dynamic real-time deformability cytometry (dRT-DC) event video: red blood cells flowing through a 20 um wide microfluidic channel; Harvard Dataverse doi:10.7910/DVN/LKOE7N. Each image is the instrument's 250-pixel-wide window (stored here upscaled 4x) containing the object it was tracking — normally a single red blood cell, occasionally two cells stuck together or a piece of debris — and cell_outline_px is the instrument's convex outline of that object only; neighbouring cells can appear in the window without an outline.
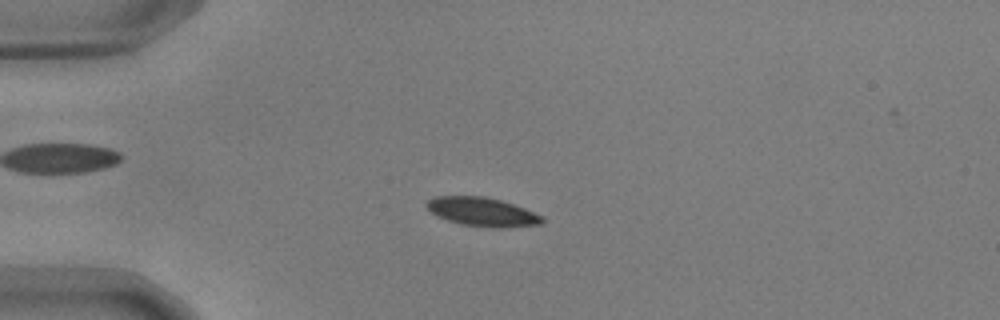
{"species": "common noctule bat (a hibernating species)", "species_latin": "Nyctalus noctula", "temperature_condition": "warm", "stored_images_in_passage": 54, "camera_frame_rate_fps": 3000, "um_per_image_px": 0.085, "animal": {"sex": "male", "body_mass_g": 17.9, "forearm_length_mm": 54.2}, "frame": {"image": 1, "passage_image": 13, "time_ms": 4.0, "image_size_px": [1000, 320], "cell_outline_px": [[544, 220], [540, 224], [500, 228], [492, 228], [460, 224], [436, 216], [424, 204], [428, 200], [436, 196], [484, 196], [500, 200], [524, 208], [544, 216]], "centroid_in_image_um": [40.98, 18.01], "position_along_channel_um": 44.0, "area_um2": 19.36}}
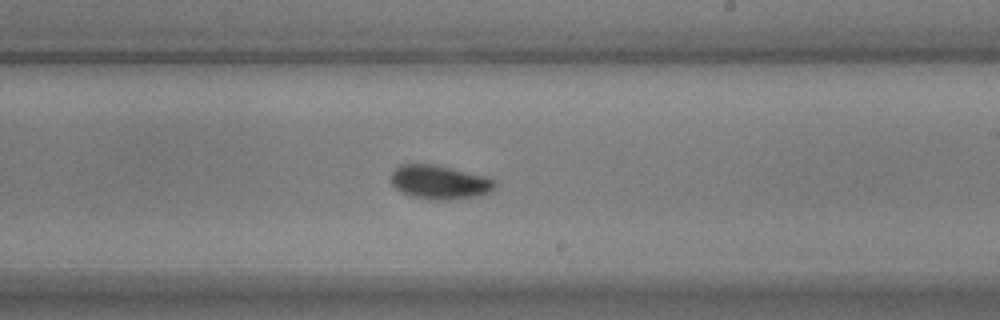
{"frame": {"image": 2, "passage_image": 32, "time_ms": 10.333, "image_size_px": [1000, 320], "cell_outline_px": [[496, 188], [488, 192], [476, 196], [448, 200], [436, 200], [412, 196], [396, 188], [392, 184], [392, 172], [400, 164], [432, 164], [452, 168], [484, 176], [496, 180]], "centroid_in_image_um": [37.38, 15.48], "position_along_channel_um": 251.6, "area_um2": 20.29}}
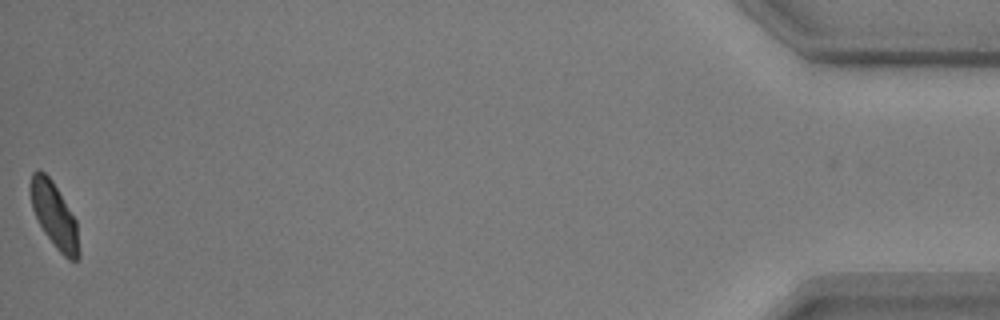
{"frame": {"image": 3, "passage_image": 54, "time_ms": 17.667, "image_size_px": [1000, 320], "cell_outline_px": [[80, 256], [76, 260], [68, 260], [56, 248], [44, 232], [32, 208], [32, 172], [36, 168], [44, 172], [52, 180], [76, 220], [80, 252]], "centroid_in_image_um": [4.65, 18.33], "position_along_channel_um": 430.5, "area_um2": 17.98}, "authors_computed_cell_mechanics": {"area_um2": 19.3052, "velocity_mm_per_s": 3.6638, "shape_relaxation_time_tau1_ms": 3.722, "shape_relaxation_time_tau2_ms": null, "deformation_change_tau1": 0.1281, "deformation_change_tau2": null}}